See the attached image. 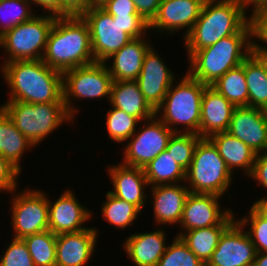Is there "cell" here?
<instances>
[{
  "mask_svg": "<svg viewBox=\"0 0 267 266\" xmlns=\"http://www.w3.org/2000/svg\"><path fill=\"white\" fill-rule=\"evenodd\" d=\"M0 69V76L3 75L9 86L7 101L64 103L63 74L47 66L42 59L12 61L2 64Z\"/></svg>",
  "mask_w": 267,
  "mask_h": 266,
  "instance_id": "1",
  "label": "cell"
},
{
  "mask_svg": "<svg viewBox=\"0 0 267 266\" xmlns=\"http://www.w3.org/2000/svg\"><path fill=\"white\" fill-rule=\"evenodd\" d=\"M253 51V23L250 20L238 33L196 52H186L189 62L186 72L210 86L230 69L242 64Z\"/></svg>",
  "mask_w": 267,
  "mask_h": 266,
  "instance_id": "2",
  "label": "cell"
},
{
  "mask_svg": "<svg viewBox=\"0 0 267 266\" xmlns=\"http://www.w3.org/2000/svg\"><path fill=\"white\" fill-rule=\"evenodd\" d=\"M42 61L62 73L95 63L89 26L81 15L55 19Z\"/></svg>",
  "mask_w": 267,
  "mask_h": 266,
  "instance_id": "3",
  "label": "cell"
},
{
  "mask_svg": "<svg viewBox=\"0 0 267 266\" xmlns=\"http://www.w3.org/2000/svg\"><path fill=\"white\" fill-rule=\"evenodd\" d=\"M234 0H206L189 34L183 39L187 52H196L238 33L250 20Z\"/></svg>",
  "mask_w": 267,
  "mask_h": 266,
  "instance_id": "4",
  "label": "cell"
},
{
  "mask_svg": "<svg viewBox=\"0 0 267 266\" xmlns=\"http://www.w3.org/2000/svg\"><path fill=\"white\" fill-rule=\"evenodd\" d=\"M176 81L155 110V115L173 132L195 133L200 136L201 99L208 85L194 79L187 72Z\"/></svg>",
  "mask_w": 267,
  "mask_h": 266,
  "instance_id": "5",
  "label": "cell"
},
{
  "mask_svg": "<svg viewBox=\"0 0 267 266\" xmlns=\"http://www.w3.org/2000/svg\"><path fill=\"white\" fill-rule=\"evenodd\" d=\"M0 108L35 147L50 137L63 123L71 124L75 120L68 112L65 103L31 104L5 101L0 104Z\"/></svg>",
  "mask_w": 267,
  "mask_h": 266,
  "instance_id": "6",
  "label": "cell"
},
{
  "mask_svg": "<svg viewBox=\"0 0 267 266\" xmlns=\"http://www.w3.org/2000/svg\"><path fill=\"white\" fill-rule=\"evenodd\" d=\"M232 177L233 174L214 144L208 138H202L197 143L192 162L186 170L185 185L190 193L223 197L232 186Z\"/></svg>",
  "mask_w": 267,
  "mask_h": 266,
  "instance_id": "7",
  "label": "cell"
},
{
  "mask_svg": "<svg viewBox=\"0 0 267 266\" xmlns=\"http://www.w3.org/2000/svg\"><path fill=\"white\" fill-rule=\"evenodd\" d=\"M56 18L52 15L36 14L7 31L0 37V49L4 50L6 56L1 63L41 60Z\"/></svg>",
  "mask_w": 267,
  "mask_h": 266,
  "instance_id": "8",
  "label": "cell"
},
{
  "mask_svg": "<svg viewBox=\"0 0 267 266\" xmlns=\"http://www.w3.org/2000/svg\"><path fill=\"white\" fill-rule=\"evenodd\" d=\"M62 74L63 101L74 119L80 111L77 105L74 106L75 101L81 100L82 102V100H98L99 98L110 100L113 79L105 63L95 62L66 70Z\"/></svg>",
  "mask_w": 267,
  "mask_h": 266,
  "instance_id": "9",
  "label": "cell"
},
{
  "mask_svg": "<svg viewBox=\"0 0 267 266\" xmlns=\"http://www.w3.org/2000/svg\"><path fill=\"white\" fill-rule=\"evenodd\" d=\"M15 189L9 195L11 196V225L14 235L13 238L23 239L26 236L33 235L45 230H49V209L48 194L42 189H33L27 187L23 191L16 192ZM13 195V196H12Z\"/></svg>",
  "mask_w": 267,
  "mask_h": 266,
  "instance_id": "10",
  "label": "cell"
},
{
  "mask_svg": "<svg viewBox=\"0 0 267 266\" xmlns=\"http://www.w3.org/2000/svg\"><path fill=\"white\" fill-rule=\"evenodd\" d=\"M124 143L122 164L132 167L144 168L162 151L166 150L172 134L170 130L156 115L148 119Z\"/></svg>",
  "mask_w": 267,
  "mask_h": 266,
  "instance_id": "11",
  "label": "cell"
},
{
  "mask_svg": "<svg viewBox=\"0 0 267 266\" xmlns=\"http://www.w3.org/2000/svg\"><path fill=\"white\" fill-rule=\"evenodd\" d=\"M81 16L89 26L95 62L104 63L107 58L132 40L124 32V28L117 21H113V16L101 7H90Z\"/></svg>",
  "mask_w": 267,
  "mask_h": 266,
  "instance_id": "12",
  "label": "cell"
},
{
  "mask_svg": "<svg viewBox=\"0 0 267 266\" xmlns=\"http://www.w3.org/2000/svg\"><path fill=\"white\" fill-rule=\"evenodd\" d=\"M221 198L222 196L214 194L190 193L185 201L180 226H178L181 229L176 236L192 229L230 225L237 215L232 208H221Z\"/></svg>",
  "mask_w": 267,
  "mask_h": 266,
  "instance_id": "13",
  "label": "cell"
},
{
  "mask_svg": "<svg viewBox=\"0 0 267 266\" xmlns=\"http://www.w3.org/2000/svg\"><path fill=\"white\" fill-rule=\"evenodd\" d=\"M256 249L245 227L235 219L220 236L205 266H253Z\"/></svg>",
  "mask_w": 267,
  "mask_h": 266,
  "instance_id": "14",
  "label": "cell"
},
{
  "mask_svg": "<svg viewBox=\"0 0 267 266\" xmlns=\"http://www.w3.org/2000/svg\"><path fill=\"white\" fill-rule=\"evenodd\" d=\"M206 0H161L158 13L149 24V32H158L160 38L183 31L184 39L200 16ZM167 34V35H166Z\"/></svg>",
  "mask_w": 267,
  "mask_h": 266,
  "instance_id": "15",
  "label": "cell"
},
{
  "mask_svg": "<svg viewBox=\"0 0 267 266\" xmlns=\"http://www.w3.org/2000/svg\"><path fill=\"white\" fill-rule=\"evenodd\" d=\"M49 230L56 235L75 233L89 228L85 225L93 217L86 203L76 198L73 189H65L55 201L48 194Z\"/></svg>",
  "mask_w": 267,
  "mask_h": 266,
  "instance_id": "16",
  "label": "cell"
},
{
  "mask_svg": "<svg viewBox=\"0 0 267 266\" xmlns=\"http://www.w3.org/2000/svg\"><path fill=\"white\" fill-rule=\"evenodd\" d=\"M160 56L153 45L145 54L141 72L135 80L154 110L162 104L168 89L177 79V75Z\"/></svg>",
  "mask_w": 267,
  "mask_h": 266,
  "instance_id": "17",
  "label": "cell"
},
{
  "mask_svg": "<svg viewBox=\"0 0 267 266\" xmlns=\"http://www.w3.org/2000/svg\"><path fill=\"white\" fill-rule=\"evenodd\" d=\"M227 132L240 139L257 154L266 151V110L248 106L235 107Z\"/></svg>",
  "mask_w": 267,
  "mask_h": 266,
  "instance_id": "18",
  "label": "cell"
},
{
  "mask_svg": "<svg viewBox=\"0 0 267 266\" xmlns=\"http://www.w3.org/2000/svg\"><path fill=\"white\" fill-rule=\"evenodd\" d=\"M98 234V227L92 226L79 232L57 235L55 266L88 265L97 251Z\"/></svg>",
  "mask_w": 267,
  "mask_h": 266,
  "instance_id": "19",
  "label": "cell"
},
{
  "mask_svg": "<svg viewBox=\"0 0 267 266\" xmlns=\"http://www.w3.org/2000/svg\"><path fill=\"white\" fill-rule=\"evenodd\" d=\"M111 165V166H110ZM107 168L112 190L109 193L136 205L141 211L150 198L146 191L148 181L145 177L144 170L138 167L127 166L122 163L110 164ZM148 200V201H147Z\"/></svg>",
  "mask_w": 267,
  "mask_h": 266,
  "instance_id": "20",
  "label": "cell"
},
{
  "mask_svg": "<svg viewBox=\"0 0 267 266\" xmlns=\"http://www.w3.org/2000/svg\"><path fill=\"white\" fill-rule=\"evenodd\" d=\"M150 203L153 209L154 224L164 227L175 226L181 221L183 209L190 190L185 183L167 184L149 187ZM164 225V226H163Z\"/></svg>",
  "mask_w": 267,
  "mask_h": 266,
  "instance_id": "21",
  "label": "cell"
},
{
  "mask_svg": "<svg viewBox=\"0 0 267 266\" xmlns=\"http://www.w3.org/2000/svg\"><path fill=\"white\" fill-rule=\"evenodd\" d=\"M162 228L157 226L151 232H136L126 237L122 248L134 266H157L168 245V234Z\"/></svg>",
  "mask_w": 267,
  "mask_h": 266,
  "instance_id": "22",
  "label": "cell"
},
{
  "mask_svg": "<svg viewBox=\"0 0 267 266\" xmlns=\"http://www.w3.org/2000/svg\"><path fill=\"white\" fill-rule=\"evenodd\" d=\"M146 36L132 39L106 59L104 63L113 81H132L138 78L145 54L153 46L152 41Z\"/></svg>",
  "mask_w": 267,
  "mask_h": 266,
  "instance_id": "23",
  "label": "cell"
},
{
  "mask_svg": "<svg viewBox=\"0 0 267 266\" xmlns=\"http://www.w3.org/2000/svg\"><path fill=\"white\" fill-rule=\"evenodd\" d=\"M234 108L222 94L207 86L201 99L200 137L228 131Z\"/></svg>",
  "mask_w": 267,
  "mask_h": 266,
  "instance_id": "24",
  "label": "cell"
},
{
  "mask_svg": "<svg viewBox=\"0 0 267 266\" xmlns=\"http://www.w3.org/2000/svg\"><path fill=\"white\" fill-rule=\"evenodd\" d=\"M208 139L217 148L233 175L234 172L237 173L235 169L242 170L244 176L251 174L257 153L248 145L227 131L213 134Z\"/></svg>",
  "mask_w": 267,
  "mask_h": 266,
  "instance_id": "25",
  "label": "cell"
},
{
  "mask_svg": "<svg viewBox=\"0 0 267 266\" xmlns=\"http://www.w3.org/2000/svg\"><path fill=\"white\" fill-rule=\"evenodd\" d=\"M108 102L110 106L123 110L141 122L155 116V110L145 100L135 80L113 81Z\"/></svg>",
  "mask_w": 267,
  "mask_h": 266,
  "instance_id": "26",
  "label": "cell"
},
{
  "mask_svg": "<svg viewBox=\"0 0 267 266\" xmlns=\"http://www.w3.org/2000/svg\"><path fill=\"white\" fill-rule=\"evenodd\" d=\"M248 107L267 110V55L253 51L244 60Z\"/></svg>",
  "mask_w": 267,
  "mask_h": 266,
  "instance_id": "27",
  "label": "cell"
},
{
  "mask_svg": "<svg viewBox=\"0 0 267 266\" xmlns=\"http://www.w3.org/2000/svg\"><path fill=\"white\" fill-rule=\"evenodd\" d=\"M36 148L0 108V154L22 172L21 159L26 151ZM25 152V153H24Z\"/></svg>",
  "mask_w": 267,
  "mask_h": 266,
  "instance_id": "28",
  "label": "cell"
},
{
  "mask_svg": "<svg viewBox=\"0 0 267 266\" xmlns=\"http://www.w3.org/2000/svg\"><path fill=\"white\" fill-rule=\"evenodd\" d=\"M143 170L149 187L185 183L186 170L176 163L167 150L162 151Z\"/></svg>",
  "mask_w": 267,
  "mask_h": 266,
  "instance_id": "29",
  "label": "cell"
},
{
  "mask_svg": "<svg viewBox=\"0 0 267 266\" xmlns=\"http://www.w3.org/2000/svg\"><path fill=\"white\" fill-rule=\"evenodd\" d=\"M229 225H216L182 232L178 237L206 265L216 249L220 236Z\"/></svg>",
  "mask_w": 267,
  "mask_h": 266,
  "instance_id": "30",
  "label": "cell"
},
{
  "mask_svg": "<svg viewBox=\"0 0 267 266\" xmlns=\"http://www.w3.org/2000/svg\"><path fill=\"white\" fill-rule=\"evenodd\" d=\"M210 86L235 107L248 106L249 93L244 75V62L230 69Z\"/></svg>",
  "mask_w": 267,
  "mask_h": 266,
  "instance_id": "31",
  "label": "cell"
},
{
  "mask_svg": "<svg viewBox=\"0 0 267 266\" xmlns=\"http://www.w3.org/2000/svg\"><path fill=\"white\" fill-rule=\"evenodd\" d=\"M106 200L101 204V216L114 228L127 229L140 217L142 212L136 205L126 202L106 192Z\"/></svg>",
  "mask_w": 267,
  "mask_h": 266,
  "instance_id": "32",
  "label": "cell"
},
{
  "mask_svg": "<svg viewBox=\"0 0 267 266\" xmlns=\"http://www.w3.org/2000/svg\"><path fill=\"white\" fill-rule=\"evenodd\" d=\"M56 234L45 230L23 238L35 266H55Z\"/></svg>",
  "mask_w": 267,
  "mask_h": 266,
  "instance_id": "33",
  "label": "cell"
},
{
  "mask_svg": "<svg viewBox=\"0 0 267 266\" xmlns=\"http://www.w3.org/2000/svg\"><path fill=\"white\" fill-rule=\"evenodd\" d=\"M106 129L109 139L114 143L123 144L135 133L142 122L123 110L110 106L106 115Z\"/></svg>",
  "mask_w": 267,
  "mask_h": 266,
  "instance_id": "34",
  "label": "cell"
},
{
  "mask_svg": "<svg viewBox=\"0 0 267 266\" xmlns=\"http://www.w3.org/2000/svg\"><path fill=\"white\" fill-rule=\"evenodd\" d=\"M31 6L29 0H0V37L36 15Z\"/></svg>",
  "mask_w": 267,
  "mask_h": 266,
  "instance_id": "35",
  "label": "cell"
},
{
  "mask_svg": "<svg viewBox=\"0 0 267 266\" xmlns=\"http://www.w3.org/2000/svg\"><path fill=\"white\" fill-rule=\"evenodd\" d=\"M249 234L257 252H267V216L253 203L248 214L236 218ZM250 225V226H249Z\"/></svg>",
  "mask_w": 267,
  "mask_h": 266,
  "instance_id": "36",
  "label": "cell"
},
{
  "mask_svg": "<svg viewBox=\"0 0 267 266\" xmlns=\"http://www.w3.org/2000/svg\"><path fill=\"white\" fill-rule=\"evenodd\" d=\"M202 138L195 133L174 132L166 150L171 153L176 163L187 170L192 162L197 143Z\"/></svg>",
  "mask_w": 267,
  "mask_h": 266,
  "instance_id": "37",
  "label": "cell"
},
{
  "mask_svg": "<svg viewBox=\"0 0 267 266\" xmlns=\"http://www.w3.org/2000/svg\"><path fill=\"white\" fill-rule=\"evenodd\" d=\"M157 266H205L178 236L167 245Z\"/></svg>",
  "mask_w": 267,
  "mask_h": 266,
  "instance_id": "38",
  "label": "cell"
},
{
  "mask_svg": "<svg viewBox=\"0 0 267 266\" xmlns=\"http://www.w3.org/2000/svg\"><path fill=\"white\" fill-rule=\"evenodd\" d=\"M0 258V266H35L23 239L11 237Z\"/></svg>",
  "mask_w": 267,
  "mask_h": 266,
  "instance_id": "39",
  "label": "cell"
},
{
  "mask_svg": "<svg viewBox=\"0 0 267 266\" xmlns=\"http://www.w3.org/2000/svg\"><path fill=\"white\" fill-rule=\"evenodd\" d=\"M251 20L253 23L254 51L267 55V7L258 10L251 16Z\"/></svg>",
  "mask_w": 267,
  "mask_h": 266,
  "instance_id": "40",
  "label": "cell"
},
{
  "mask_svg": "<svg viewBox=\"0 0 267 266\" xmlns=\"http://www.w3.org/2000/svg\"><path fill=\"white\" fill-rule=\"evenodd\" d=\"M21 172L0 154V192L11 193L18 189Z\"/></svg>",
  "mask_w": 267,
  "mask_h": 266,
  "instance_id": "41",
  "label": "cell"
},
{
  "mask_svg": "<svg viewBox=\"0 0 267 266\" xmlns=\"http://www.w3.org/2000/svg\"><path fill=\"white\" fill-rule=\"evenodd\" d=\"M113 21H117L132 39L150 34L147 33L149 24L141 16H113Z\"/></svg>",
  "mask_w": 267,
  "mask_h": 266,
  "instance_id": "42",
  "label": "cell"
},
{
  "mask_svg": "<svg viewBox=\"0 0 267 266\" xmlns=\"http://www.w3.org/2000/svg\"><path fill=\"white\" fill-rule=\"evenodd\" d=\"M100 7L112 16H140L132 0H107Z\"/></svg>",
  "mask_w": 267,
  "mask_h": 266,
  "instance_id": "43",
  "label": "cell"
},
{
  "mask_svg": "<svg viewBox=\"0 0 267 266\" xmlns=\"http://www.w3.org/2000/svg\"><path fill=\"white\" fill-rule=\"evenodd\" d=\"M247 178L255 180L257 186L267 190V150L257 154L252 172Z\"/></svg>",
  "mask_w": 267,
  "mask_h": 266,
  "instance_id": "44",
  "label": "cell"
},
{
  "mask_svg": "<svg viewBox=\"0 0 267 266\" xmlns=\"http://www.w3.org/2000/svg\"><path fill=\"white\" fill-rule=\"evenodd\" d=\"M135 3L138 14L147 24L156 17L161 0H132Z\"/></svg>",
  "mask_w": 267,
  "mask_h": 266,
  "instance_id": "45",
  "label": "cell"
},
{
  "mask_svg": "<svg viewBox=\"0 0 267 266\" xmlns=\"http://www.w3.org/2000/svg\"><path fill=\"white\" fill-rule=\"evenodd\" d=\"M32 7L35 6L41 10L43 9V14L52 15L55 17H63V0H29Z\"/></svg>",
  "mask_w": 267,
  "mask_h": 266,
  "instance_id": "46",
  "label": "cell"
},
{
  "mask_svg": "<svg viewBox=\"0 0 267 266\" xmlns=\"http://www.w3.org/2000/svg\"><path fill=\"white\" fill-rule=\"evenodd\" d=\"M89 9V0H63V17L82 15Z\"/></svg>",
  "mask_w": 267,
  "mask_h": 266,
  "instance_id": "47",
  "label": "cell"
},
{
  "mask_svg": "<svg viewBox=\"0 0 267 266\" xmlns=\"http://www.w3.org/2000/svg\"><path fill=\"white\" fill-rule=\"evenodd\" d=\"M237 4L241 5L242 8L248 12V7L251 6L253 16L261 8L267 7V0H234Z\"/></svg>",
  "mask_w": 267,
  "mask_h": 266,
  "instance_id": "48",
  "label": "cell"
},
{
  "mask_svg": "<svg viewBox=\"0 0 267 266\" xmlns=\"http://www.w3.org/2000/svg\"><path fill=\"white\" fill-rule=\"evenodd\" d=\"M253 266H267V252H257Z\"/></svg>",
  "mask_w": 267,
  "mask_h": 266,
  "instance_id": "49",
  "label": "cell"
},
{
  "mask_svg": "<svg viewBox=\"0 0 267 266\" xmlns=\"http://www.w3.org/2000/svg\"><path fill=\"white\" fill-rule=\"evenodd\" d=\"M267 216V195L253 202Z\"/></svg>",
  "mask_w": 267,
  "mask_h": 266,
  "instance_id": "50",
  "label": "cell"
},
{
  "mask_svg": "<svg viewBox=\"0 0 267 266\" xmlns=\"http://www.w3.org/2000/svg\"><path fill=\"white\" fill-rule=\"evenodd\" d=\"M107 0H89V8L90 7H100L102 6Z\"/></svg>",
  "mask_w": 267,
  "mask_h": 266,
  "instance_id": "51",
  "label": "cell"
}]
</instances>
